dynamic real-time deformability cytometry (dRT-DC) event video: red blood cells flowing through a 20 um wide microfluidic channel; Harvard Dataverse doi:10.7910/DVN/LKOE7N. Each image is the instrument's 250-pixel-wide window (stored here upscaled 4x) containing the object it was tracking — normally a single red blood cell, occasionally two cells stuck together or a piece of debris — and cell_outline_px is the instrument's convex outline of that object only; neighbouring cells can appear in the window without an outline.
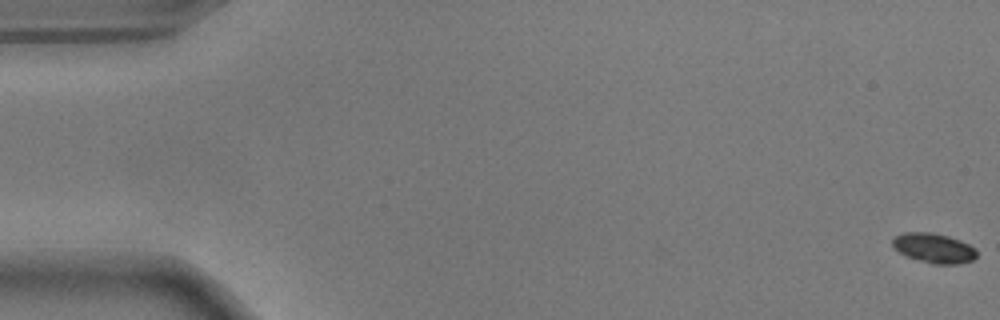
{"species": "common noctule bat (a hibernating species)", "species_latin": "Nyctalus noctula", "temperature_condition": "warm", "stored_images_in_passage": 15, "camera_frame_rate_fps": 3000, "um_per_image_px": 0.085, "animal": {"sex": "male", "body_mass_g": 17.9}, "frame": {"image": 1, "passage_image": 1, "time_ms": 0.0, "image_size_px": [1000, 320], "cell_outline_px": [[976, 256], [972, 260], [956, 264], [932, 264], [908, 256], [900, 252], [892, 244], [892, 240], [896, 236], [904, 232], [932, 232], [948, 236], [960, 240], [976, 248]], "centroid_in_image_um": [79.39, 21.07], "position_along_channel_um": 5.6, "area_um2": 14.39}}
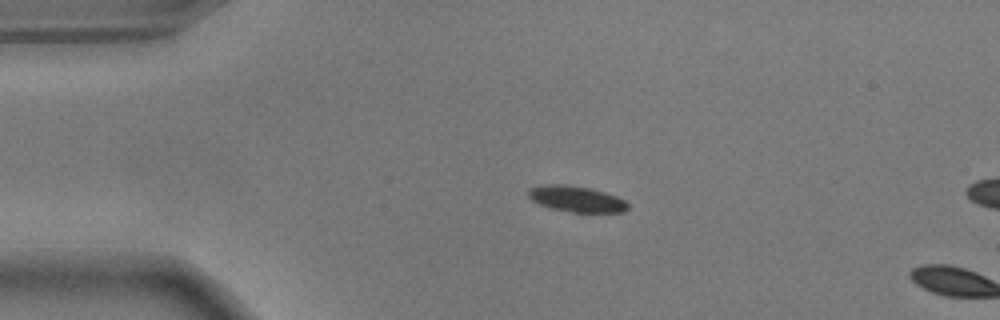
{"frame": {"image": 2, "passage_image": 13, "time_ms": 4.0, "image_size_px": [1000, 320], "cell_outline_px": [[628, 208], [624, 212], [572, 212], [552, 208], [540, 204], [532, 200], [528, 196], [528, 188], [544, 184], [564, 184], [588, 188], [604, 192], [616, 196], [624, 200], [628, 204]], "centroid_in_image_um": [48.98, 16.9], "position_along_channel_um": 36.0, "area_um2": 14.91}}